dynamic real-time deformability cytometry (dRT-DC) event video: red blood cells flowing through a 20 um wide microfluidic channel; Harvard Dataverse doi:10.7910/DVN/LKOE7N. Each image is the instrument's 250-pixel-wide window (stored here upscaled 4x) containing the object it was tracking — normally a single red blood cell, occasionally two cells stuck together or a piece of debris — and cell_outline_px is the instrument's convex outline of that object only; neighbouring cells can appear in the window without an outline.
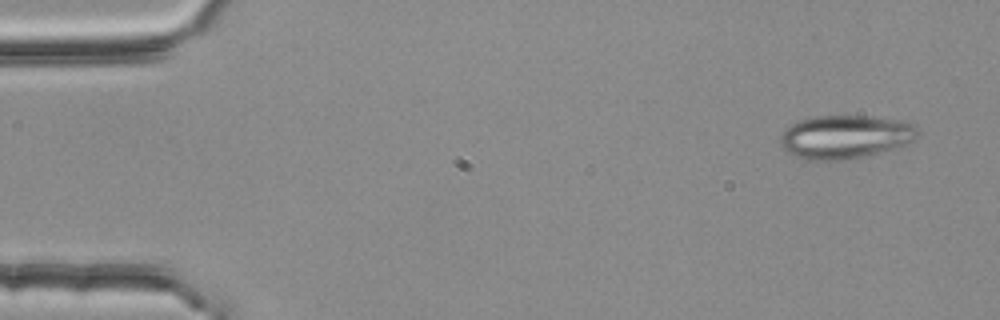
{"species": "common noctule bat (a hibernating species)", "species_latin": "Nyctalus noctula", "temperature_condition": "room temperature", "stored_images_in_passage": 4, "camera_frame_rate_fps": 3000, "um_per_image_px": 0.085, "animal": {"sex": "female", "body_mass_g": 25.1}, "frame": {"image": 1, "passage_image": 1, "time_ms": 0.0, "image_size_px": [1000, 320], "cell_outline_px": [[916, 136], [912, 140], [896, 148], [860, 156], [840, 160], [812, 160], [796, 156], [788, 152], [780, 144], [780, 136], [792, 124], [800, 120], [816, 116], [868, 116], [900, 120], [912, 124], [916, 128]], "centroid_in_image_um": [71.81, 11.62], "position_along_channel_um": 13.2, "area_um2": 34.04}}